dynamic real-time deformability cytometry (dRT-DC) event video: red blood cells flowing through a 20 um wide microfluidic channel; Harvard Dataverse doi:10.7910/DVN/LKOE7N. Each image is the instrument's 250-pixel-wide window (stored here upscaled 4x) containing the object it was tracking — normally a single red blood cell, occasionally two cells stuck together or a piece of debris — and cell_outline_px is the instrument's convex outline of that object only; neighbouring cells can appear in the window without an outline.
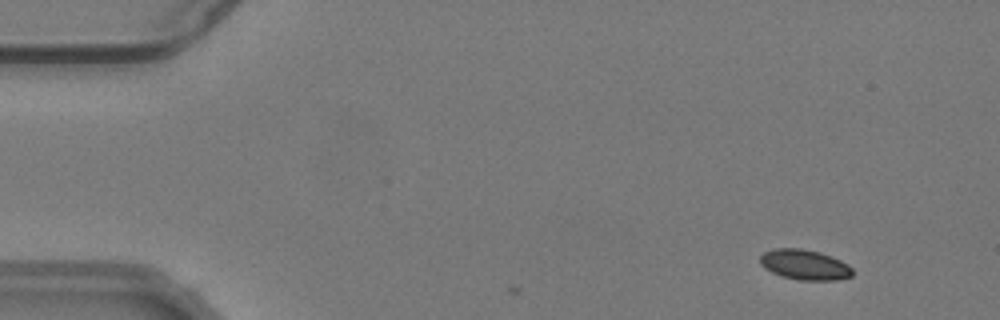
{"species": "common noctule bat (a hibernating species)", "species_latin": "Nyctalus noctula", "temperature_condition": "warm", "stored_images_in_passage": 9, "camera_frame_rate_fps": 3000, "um_per_image_px": 0.085, "animal": {"sex": "male", "body_mass_g": 19.2, "forearm_length_mm": 51.8}, "frame": {"image": 1, "passage_image": 5, "time_ms": 1.333, "image_size_px": [1000, 320], "cell_outline_px": [[852, 276], [836, 280], [796, 280], [772, 272], [764, 268], [760, 264], [760, 256], [764, 252], [772, 248], [800, 248], [820, 252], [832, 256], [848, 264], [852, 268]], "centroid_in_image_um": [68.39, 22.49], "position_along_channel_um": 16.6, "area_um2": 16.36}}